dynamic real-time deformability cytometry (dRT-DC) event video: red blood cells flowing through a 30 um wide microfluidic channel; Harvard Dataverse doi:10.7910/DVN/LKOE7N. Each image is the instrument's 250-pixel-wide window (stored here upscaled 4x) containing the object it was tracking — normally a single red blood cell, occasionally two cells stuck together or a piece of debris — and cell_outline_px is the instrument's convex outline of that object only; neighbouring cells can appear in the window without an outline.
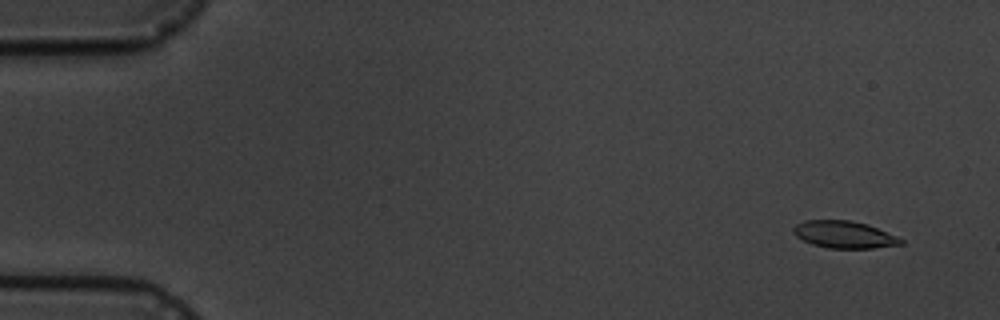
{"species": "common noctule bat (a hibernating species)", "species_latin": "Nyctalus noctula", "temperature_condition": "cold", "stored_images_in_passage": 4, "camera_frame_rate_fps": 3000, "um_per_image_px": 0.085, "animal": {"sex": "male", "body_mass_g": 19.5, "forearm_length_mm": 54.6}, "frame": {"image": 1, "passage_image": 1, "time_ms": 0.0, "image_size_px": [1000, 320], "cell_outline_px": [[904, 244], [872, 248], [828, 248], [812, 244], [796, 236], [792, 232], [792, 228], [796, 224], [804, 220], [848, 220], [868, 224], [896, 236], [904, 240]], "centroid_in_image_um": [71.74, 19.93], "position_along_channel_um": 13.3, "area_um2": 16.99}}
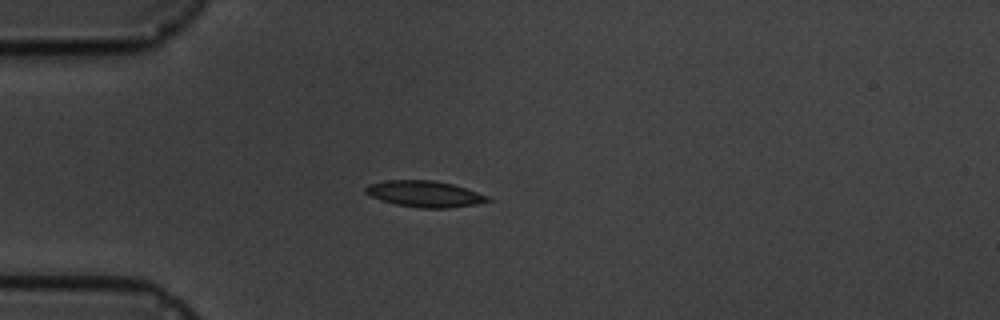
{"frame": {"image": 2, "passage_image": 4, "time_ms": 4.0, "image_size_px": [1000, 320], "cell_outline_px": [[492, 200], [476, 204], [448, 208], [420, 208], [396, 204], [380, 200], [364, 192], [364, 188], [368, 184], [388, 180], [432, 180], [452, 184], [488, 196]], "centroid_in_image_um": [36.06, 16.48], "position_along_channel_um": 48.9, "area_um2": 18.5}}